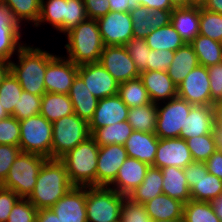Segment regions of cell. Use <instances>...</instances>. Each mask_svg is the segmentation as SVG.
Listing matches in <instances>:
<instances>
[{
	"mask_svg": "<svg viewBox=\"0 0 222 222\" xmlns=\"http://www.w3.org/2000/svg\"><path fill=\"white\" fill-rule=\"evenodd\" d=\"M17 55L18 63L11 60L10 71L24 91L42 96L46 93L44 84L46 67L56 54L25 44Z\"/></svg>",
	"mask_w": 222,
	"mask_h": 222,
	"instance_id": "1",
	"label": "cell"
},
{
	"mask_svg": "<svg viewBox=\"0 0 222 222\" xmlns=\"http://www.w3.org/2000/svg\"><path fill=\"white\" fill-rule=\"evenodd\" d=\"M73 185L60 159H47L37 176L35 187L27 198L38 210L51 208Z\"/></svg>",
	"mask_w": 222,
	"mask_h": 222,
	"instance_id": "2",
	"label": "cell"
},
{
	"mask_svg": "<svg viewBox=\"0 0 222 222\" xmlns=\"http://www.w3.org/2000/svg\"><path fill=\"white\" fill-rule=\"evenodd\" d=\"M65 34L68 39L65 44L66 58L75 65L100 61L104 44L96 19L87 18Z\"/></svg>",
	"mask_w": 222,
	"mask_h": 222,
	"instance_id": "3",
	"label": "cell"
},
{
	"mask_svg": "<svg viewBox=\"0 0 222 222\" xmlns=\"http://www.w3.org/2000/svg\"><path fill=\"white\" fill-rule=\"evenodd\" d=\"M99 147L95 140L89 137L60 159L65 164L73 186H96Z\"/></svg>",
	"mask_w": 222,
	"mask_h": 222,
	"instance_id": "4",
	"label": "cell"
},
{
	"mask_svg": "<svg viewBox=\"0 0 222 222\" xmlns=\"http://www.w3.org/2000/svg\"><path fill=\"white\" fill-rule=\"evenodd\" d=\"M47 158L33 153L20 152L2 187L11 189L20 198H28L37 182L38 173Z\"/></svg>",
	"mask_w": 222,
	"mask_h": 222,
	"instance_id": "5",
	"label": "cell"
},
{
	"mask_svg": "<svg viewBox=\"0 0 222 222\" xmlns=\"http://www.w3.org/2000/svg\"><path fill=\"white\" fill-rule=\"evenodd\" d=\"M126 197L109 187H86L87 222H120Z\"/></svg>",
	"mask_w": 222,
	"mask_h": 222,
	"instance_id": "6",
	"label": "cell"
},
{
	"mask_svg": "<svg viewBox=\"0 0 222 222\" xmlns=\"http://www.w3.org/2000/svg\"><path fill=\"white\" fill-rule=\"evenodd\" d=\"M20 130L21 152L38 154L52 159V123L37 114L20 120Z\"/></svg>",
	"mask_w": 222,
	"mask_h": 222,
	"instance_id": "7",
	"label": "cell"
},
{
	"mask_svg": "<svg viewBox=\"0 0 222 222\" xmlns=\"http://www.w3.org/2000/svg\"><path fill=\"white\" fill-rule=\"evenodd\" d=\"M52 159H61L78 144L91 137L89 123L75 113L52 123Z\"/></svg>",
	"mask_w": 222,
	"mask_h": 222,
	"instance_id": "8",
	"label": "cell"
},
{
	"mask_svg": "<svg viewBox=\"0 0 222 222\" xmlns=\"http://www.w3.org/2000/svg\"><path fill=\"white\" fill-rule=\"evenodd\" d=\"M163 103L157 104L155 135L158 138H179L193 105L178 96Z\"/></svg>",
	"mask_w": 222,
	"mask_h": 222,
	"instance_id": "9",
	"label": "cell"
},
{
	"mask_svg": "<svg viewBox=\"0 0 222 222\" xmlns=\"http://www.w3.org/2000/svg\"><path fill=\"white\" fill-rule=\"evenodd\" d=\"M97 22L104 46H124L133 37L129 12L110 11Z\"/></svg>",
	"mask_w": 222,
	"mask_h": 222,
	"instance_id": "10",
	"label": "cell"
},
{
	"mask_svg": "<svg viewBox=\"0 0 222 222\" xmlns=\"http://www.w3.org/2000/svg\"><path fill=\"white\" fill-rule=\"evenodd\" d=\"M177 96L192 105H214L207 67L198 65L177 86Z\"/></svg>",
	"mask_w": 222,
	"mask_h": 222,
	"instance_id": "11",
	"label": "cell"
},
{
	"mask_svg": "<svg viewBox=\"0 0 222 222\" xmlns=\"http://www.w3.org/2000/svg\"><path fill=\"white\" fill-rule=\"evenodd\" d=\"M99 62L119 84L139 77L125 46H104Z\"/></svg>",
	"mask_w": 222,
	"mask_h": 222,
	"instance_id": "12",
	"label": "cell"
},
{
	"mask_svg": "<svg viewBox=\"0 0 222 222\" xmlns=\"http://www.w3.org/2000/svg\"><path fill=\"white\" fill-rule=\"evenodd\" d=\"M77 74V65L65 56L56 55L46 67L44 75L46 92L68 94Z\"/></svg>",
	"mask_w": 222,
	"mask_h": 222,
	"instance_id": "13",
	"label": "cell"
},
{
	"mask_svg": "<svg viewBox=\"0 0 222 222\" xmlns=\"http://www.w3.org/2000/svg\"><path fill=\"white\" fill-rule=\"evenodd\" d=\"M78 75L89 91L98 99L118 94L119 83L100 62L78 66Z\"/></svg>",
	"mask_w": 222,
	"mask_h": 222,
	"instance_id": "14",
	"label": "cell"
},
{
	"mask_svg": "<svg viewBox=\"0 0 222 222\" xmlns=\"http://www.w3.org/2000/svg\"><path fill=\"white\" fill-rule=\"evenodd\" d=\"M128 158L124 145L111 144L99 147L96 186L108 187L116 178L120 167Z\"/></svg>",
	"mask_w": 222,
	"mask_h": 222,
	"instance_id": "15",
	"label": "cell"
},
{
	"mask_svg": "<svg viewBox=\"0 0 222 222\" xmlns=\"http://www.w3.org/2000/svg\"><path fill=\"white\" fill-rule=\"evenodd\" d=\"M186 140L182 138H159L153 167L175 166L185 168L193 162Z\"/></svg>",
	"mask_w": 222,
	"mask_h": 222,
	"instance_id": "16",
	"label": "cell"
},
{
	"mask_svg": "<svg viewBox=\"0 0 222 222\" xmlns=\"http://www.w3.org/2000/svg\"><path fill=\"white\" fill-rule=\"evenodd\" d=\"M51 209L61 222H87L86 187L73 186Z\"/></svg>",
	"mask_w": 222,
	"mask_h": 222,
	"instance_id": "17",
	"label": "cell"
},
{
	"mask_svg": "<svg viewBox=\"0 0 222 222\" xmlns=\"http://www.w3.org/2000/svg\"><path fill=\"white\" fill-rule=\"evenodd\" d=\"M129 107L122 101L118 94L99 99L92 120L89 122V130L104 126H111L128 119Z\"/></svg>",
	"mask_w": 222,
	"mask_h": 222,
	"instance_id": "18",
	"label": "cell"
},
{
	"mask_svg": "<svg viewBox=\"0 0 222 222\" xmlns=\"http://www.w3.org/2000/svg\"><path fill=\"white\" fill-rule=\"evenodd\" d=\"M129 13L133 23V37L145 39L153 30L170 24L172 10H149L139 6Z\"/></svg>",
	"mask_w": 222,
	"mask_h": 222,
	"instance_id": "19",
	"label": "cell"
},
{
	"mask_svg": "<svg viewBox=\"0 0 222 222\" xmlns=\"http://www.w3.org/2000/svg\"><path fill=\"white\" fill-rule=\"evenodd\" d=\"M150 165L128 157L119 169L115 180L108 186L119 194L128 196L144 180Z\"/></svg>",
	"mask_w": 222,
	"mask_h": 222,
	"instance_id": "20",
	"label": "cell"
},
{
	"mask_svg": "<svg viewBox=\"0 0 222 222\" xmlns=\"http://www.w3.org/2000/svg\"><path fill=\"white\" fill-rule=\"evenodd\" d=\"M147 90L150 101L154 104L177 97V86L168 76L167 71H143L139 74Z\"/></svg>",
	"mask_w": 222,
	"mask_h": 222,
	"instance_id": "21",
	"label": "cell"
},
{
	"mask_svg": "<svg viewBox=\"0 0 222 222\" xmlns=\"http://www.w3.org/2000/svg\"><path fill=\"white\" fill-rule=\"evenodd\" d=\"M214 125L213 105H193L184 122V129L180 133V138L187 140L212 133Z\"/></svg>",
	"mask_w": 222,
	"mask_h": 222,
	"instance_id": "22",
	"label": "cell"
},
{
	"mask_svg": "<svg viewBox=\"0 0 222 222\" xmlns=\"http://www.w3.org/2000/svg\"><path fill=\"white\" fill-rule=\"evenodd\" d=\"M159 138L155 133L133 130L124 143L128 157L138 159L152 166L157 152Z\"/></svg>",
	"mask_w": 222,
	"mask_h": 222,
	"instance_id": "23",
	"label": "cell"
},
{
	"mask_svg": "<svg viewBox=\"0 0 222 222\" xmlns=\"http://www.w3.org/2000/svg\"><path fill=\"white\" fill-rule=\"evenodd\" d=\"M170 23L185 43H191L199 35L200 3L189 7L174 8Z\"/></svg>",
	"mask_w": 222,
	"mask_h": 222,
	"instance_id": "24",
	"label": "cell"
},
{
	"mask_svg": "<svg viewBox=\"0 0 222 222\" xmlns=\"http://www.w3.org/2000/svg\"><path fill=\"white\" fill-rule=\"evenodd\" d=\"M68 96L73 104L74 113L89 123L94 116L99 99L89 91L78 74L73 80Z\"/></svg>",
	"mask_w": 222,
	"mask_h": 222,
	"instance_id": "25",
	"label": "cell"
},
{
	"mask_svg": "<svg viewBox=\"0 0 222 222\" xmlns=\"http://www.w3.org/2000/svg\"><path fill=\"white\" fill-rule=\"evenodd\" d=\"M163 174L162 192L184 204L190 199V189L184 174V169L168 166L161 169Z\"/></svg>",
	"mask_w": 222,
	"mask_h": 222,
	"instance_id": "26",
	"label": "cell"
},
{
	"mask_svg": "<svg viewBox=\"0 0 222 222\" xmlns=\"http://www.w3.org/2000/svg\"><path fill=\"white\" fill-rule=\"evenodd\" d=\"M143 205L150 219H183L184 203L164 193Z\"/></svg>",
	"mask_w": 222,
	"mask_h": 222,
	"instance_id": "27",
	"label": "cell"
},
{
	"mask_svg": "<svg viewBox=\"0 0 222 222\" xmlns=\"http://www.w3.org/2000/svg\"><path fill=\"white\" fill-rule=\"evenodd\" d=\"M199 65L197 55L190 43H185L175 51L172 63L167 69L168 76L178 86L188 73Z\"/></svg>",
	"mask_w": 222,
	"mask_h": 222,
	"instance_id": "28",
	"label": "cell"
},
{
	"mask_svg": "<svg viewBox=\"0 0 222 222\" xmlns=\"http://www.w3.org/2000/svg\"><path fill=\"white\" fill-rule=\"evenodd\" d=\"M163 174L160 168L150 166L142 183L129 193L132 202L144 204L162 194Z\"/></svg>",
	"mask_w": 222,
	"mask_h": 222,
	"instance_id": "29",
	"label": "cell"
},
{
	"mask_svg": "<svg viewBox=\"0 0 222 222\" xmlns=\"http://www.w3.org/2000/svg\"><path fill=\"white\" fill-rule=\"evenodd\" d=\"M73 113V104L68 94L46 92L42 95L40 115L50 123Z\"/></svg>",
	"mask_w": 222,
	"mask_h": 222,
	"instance_id": "30",
	"label": "cell"
},
{
	"mask_svg": "<svg viewBox=\"0 0 222 222\" xmlns=\"http://www.w3.org/2000/svg\"><path fill=\"white\" fill-rule=\"evenodd\" d=\"M190 44L197 55L199 65L209 67L222 62V42L199 34Z\"/></svg>",
	"mask_w": 222,
	"mask_h": 222,
	"instance_id": "31",
	"label": "cell"
},
{
	"mask_svg": "<svg viewBox=\"0 0 222 222\" xmlns=\"http://www.w3.org/2000/svg\"><path fill=\"white\" fill-rule=\"evenodd\" d=\"M145 40L151 50L162 49L175 52L185 44L171 23L153 30Z\"/></svg>",
	"mask_w": 222,
	"mask_h": 222,
	"instance_id": "32",
	"label": "cell"
},
{
	"mask_svg": "<svg viewBox=\"0 0 222 222\" xmlns=\"http://www.w3.org/2000/svg\"><path fill=\"white\" fill-rule=\"evenodd\" d=\"M157 120V104H149L129 108L128 123L133 130L155 133Z\"/></svg>",
	"mask_w": 222,
	"mask_h": 222,
	"instance_id": "33",
	"label": "cell"
},
{
	"mask_svg": "<svg viewBox=\"0 0 222 222\" xmlns=\"http://www.w3.org/2000/svg\"><path fill=\"white\" fill-rule=\"evenodd\" d=\"M132 132L133 129L126 120L117 124L115 123L111 126H104L102 128L95 129L91 133V137L99 146L111 144L124 145Z\"/></svg>",
	"mask_w": 222,
	"mask_h": 222,
	"instance_id": "34",
	"label": "cell"
},
{
	"mask_svg": "<svg viewBox=\"0 0 222 222\" xmlns=\"http://www.w3.org/2000/svg\"><path fill=\"white\" fill-rule=\"evenodd\" d=\"M21 31L19 24H0V59L10 62L13 54L25 45L20 41Z\"/></svg>",
	"mask_w": 222,
	"mask_h": 222,
	"instance_id": "35",
	"label": "cell"
},
{
	"mask_svg": "<svg viewBox=\"0 0 222 222\" xmlns=\"http://www.w3.org/2000/svg\"><path fill=\"white\" fill-rule=\"evenodd\" d=\"M222 195V180L211 173L203 174L190 190L192 200L213 202Z\"/></svg>",
	"mask_w": 222,
	"mask_h": 222,
	"instance_id": "36",
	"label": "cell"
},
{
	"mask_svg": "<svg viewBox=\"0 0 222 222\" xmlns=\"http://www.w3.org/2000/svg\"><path fill=\"white\" fill-rule=\"evenodd\" d=\"M12 12L14 19L22 26V22H32L35 26L40 17L41 0H0Z\"/></svg>",
	"mask_w": 222,
	"mask_h": 222,
	"instance_id": "37",
	"label": "cell"
},
{
	"mask_svg": "<svg viewBox=\"0 0 222 222\" xmlns=\"http://www.w3.org/2000/svg\"><path fill=\"white\" fill-rule=\"evenodd\" d=\"M65 0H41L40 17L35 27L48 23L64 34Z\"/></svg>",
	"mask_w": 222,
	"mask_h": 222,
	"instance_id": "38",
	"label": "cell"
},
{
	"mask_svg": "<svg viewBox=\"0 0 222 222\" xmlns=\"http://www.w3.org/2000/svg\"><path fill=\"white\" fill-rule=\"evenodd\" d=\"M118 96L129 108L143 106L151 102L139 77L119 84Z\"/></svg>",
	"mask_w": 222,
	"mask_h": 222,
	"instance_id": "39",
	"label": "cell"
},
{
	"mask_svg": "<svg viewBox=\"0 0 222 222\" xmlns=\"http://www.w3.org/2000/svg\"><path fill=\"white\" fill-rule=\"evenodd\" d=\"M183 222H220L212 202L190 199L184 204Z\"/></svg>",
	"mask_w": 222,
	"mask_h": 222,
	"instance_id": "40",
	"label": "cell"
},
{
	"mask_svg": "<svg viewBox=\"0 0 222 222\" xmlns=\"http://www.w3.org/2000/svg\"><path fill=\"white\" fill-rule=\"evenodd\" d=\"M22 91L20 83L9 71L0 85V102L9 116H13L15 105H18Z\"/></svg>",
	"mask_w": 222,
	"mask_h": 222,
	"instance_id": "41",
	"label": "cell"
},
{
	"mask_svg": "<svg viewBox=\"0 0 222 222\" xmlns=\"http://www.w3.org/2000/svg\"><path fill=\"white\" fill-rule=\"evenodd\" d=\"M199 34L222 42V14L208 11L200 4Z\"/></svg>",
	"mask_w": 222,
	"mask_h": 222,
	"instance_id": "42",
	"label": "cell"
},
{
	"mask_svg": "<svg viewBox=\"0 0 222 222\" xmlns=\"http://www.w3.org/2000/svg\"><path fill=\"white\" fill-rule=\"evenodd\" d=\"M194 161L206 162L217 150L212 133L186 140Z\"/></svg>",
	"mask_w": 222,
	"mask_h": 222,
	"instance_id": "43",
	"label": "cell"
},
{
	"mask_svg": "<svg viewBox=\"0 0 222 222\" xmlns=\"http://www.w3.org/2000/svg\"><path fill=\"white\" fill-rule=\"evenodd\" d=\"M128 54L135 63L139 73L148 71L149 52L151 49L145 39L132 37L125 45Z\"/></svg>",
	"mask_w": 222,
	"mask_h": 222,
	"instance_id": "44",
	"label": "cell"
},
{
	"mask_svg": "<svg viewBox=\"0 0 222 222\" xmlns=\"http://www.w3.org/2000/svg\"><path fill=\"white\" fill-rule=\"evenodd\" d=\"M42 96L22 91L18 105H15L13 117L19 121L40 114Z\"/></svg>",
	"mask_w": 222,
	"mask_h": 222,
	"instance_id": "45",
	"label": "cell"
},
{
	"mask_svg": "<svg viewBox=\"0 0 222 222\" xmlns=\"http://www.w3.org/2000/svg\"><path fill=\"white\" fill-rule=\"evenodd\" d=\"M87 18L83 0H65L64 34Z\"/></svg>",
	"mask_w": 222,
	"mask_h": 222,
	"instance_id": "46",
	"label": "cell"
},
{
	"mask_svg": "<svg viewBox=\"0 0 222 222\" xmlns=\"http://www.w3.org/2000/svg\"><path fill=\"white\" fill-rule=\"evenodd\" d=\"M20 121L13 116L0 120V145L19 146Z\"/></svg>",
	"mask_w": 222,
	"mask_h": 222,
	"instance_id": "47",
	"label": "cell"
},
{
	"mask_svg": "<svg viewBox=\"0 0 222 222\" xmlns=\"http://www.w3.org/2000/svg\"><path fill=\"white\" fill-rule=\"evenodd\" d=\"M37 211L27 198H20L12 208L7 222H36Z\"/></svg>",
	"mask_w": 222,
	"mask_h": 222,
	"instance_id": "48",
	"label": "cell"
},
{
	"mask_svg": "<svg viewBox=\"0 0 222 222\" xmlns=\"http://www.w3.org/2000/svg\"><path fill=\"white\" fill-rule=\"evenodd\" d=\"M143 204L132 202L125 198L121 207L120 222H150Z\"/></svg>",
	"mask_w": 222,
	"mask_h": 222,
	"instance_id": "49",
	"label": "cell"
},
{
	"mask_svg": "<svg viewBox=\"0 0 222 222\" xmlns=\"http://www.w3.org/2000/svg\"><path fill=\"white\" fill-rule=\"evenodd\" d=\"M20 152L19 146L0 145V185L7 178L10 167Z\"/></svg>",
	"mask_w": 222,
	"mask_h": 222,
	"instance_id": "50",
	"label": "cell"
},
{
	"mask_svg": "<svg viewBox=\"0 0 222 222\" xmlns=\"http://www.w3.org/2000/svg\"><path fill=\"white\" fill-rule=\"evenodd\" d=\"M148 71H167L173 61L175 52L170 50H151L149 52Z\"/></svg>",
	"mask_w": 222,
	"mask_h": 222,
	"instance_id": "51",
	"label": "cell"
},
{
	"mask_svg": "<svg viewBox=\"0 0 222 222\" xmlns=\"http://www.w3.org/2000/svg\"><path fill=\"white\" fill-rule=\"evenodd\" d=\"M20 197L0 185V222H7L10 212Z\"/></svg>",
	"mask_w": 222,
	"mask_h": 222,
	"instance_id": "52",
	"label": "cell"
},
{
	"mask_svg": "<svg viewBox=\"0 0 222 222\" xmlns=\"http://www.w3.org/2000/svg\"><path fill=\"white\" fill-rule=\"evenodd\" d=\"M211 98L215 102L222 95V62L207 67Z\"/></svg>",
	"mask_w": 222,
	"mask_h": 222,
	"instance_id": "53",
	"label": "cell"
},
{
	"mask_svg": "<svg viewBox=\"0 0 222 222\" xmlns=\"http://www.w3.org/2000/svg\"><path fill=\"white\" fill-rule=\"evenodd\" d=\"M89 19H98L110 12L109 0H83Z\"/></svg>",
	"mask_w": 222,
	"mask_h": 222,
	"instance_id": "54",
	"label": "cell"
},
{
	"mask_svg": "<svg viewBox=\"0 0 222 222\" xmlns=\"http://www.w3.org/2000/svg\"><path fill=\"white\" fill-rule=\"evenodd\" d=\"M207 173L208 171L205 162L193 161L188 164L184 168V174L187 179L189 189L191 190L202 175Z\"/></svg>",
	"mask_w": 222,
	"mask_h": 222,
	"instance_id": "55",
	"label": "cell"
},
{
	"mask_svg": "<svg viewBox=\"0 0 222 222\" xmlns=\"http://www.w3.org/2000/svg\"><path fill=\"white\" fill-rule=\"evenodd\" d=\"M207 171L222 180V152L215 151L205 162Z\"/></svg>",
	"mask_w": 222,
	"mask_h": 222,
	"instance_id": "56",
	"label": "cell"
},
{
	"mask_svg": "<svg viewBox=\"0 0 222 222\" xmlns=\"http://www.w3.org/2000/svg\"><path fill=\"white\" fill-rule=\"evenodd\" d=\"M110 11L130 12L140 6V0H109Z\"/></svg>",
	"mask_w": 222,
	"mask_h": 222,
	"instance_id": "57",
	"label": "cell"
},
{
	"mask_svg": "<svg viewBox=\"0 0 222 222\" xmlns=\"http://www.w3.org/2000/svg\"><path fill=\"white\" fill-rule=\"evenodd\" d=\"M140 6H145L149 10H173L169 0H140Z\"/></svg>",
	"mask_w": 222,
	"mask_h": 222,
	"instance_id": "58",
	"label": "cell"
},
{
	"mask_svg": "<svg viewBox=\"0 0 222 222\" xmlns=\"http://www.w3.org/2000/svg\"><path fill=\"white\" fill-rule=\"evenodd\" d=\"M36 222H61L51 208L39 209L36 214Z\"/></svg>",
	"mask_w": 222,
	"mask_h": 222,
	"instance_id": "59",
	"label": "cell"
},
{
	"mask_svg": "<svg viewBox=\"0 0 222 222\" xmlns=\"http://www.w3.org/2000/svg\"><path fill=\"white\" fill-rule=\"evenodd\" d=\"M0 24H19L11 10L2 2H0Z\"/></svg>",
	"mask_w": 222,
	"mask_h": 222,
	"instance_id": "60",
	"label": "cell"
},
{
	"mask_svg": "<svg viewBox=\"0 0 222 222\" xmlns=\"http://www.w3.org/2000/svg\"><path fill=\"white\" fill-rule=\"evenodd\" d=\"M200 4L208 11L222 14V0H202Z\"/></svg>",
	"mask_w": 222,
	"mask_h": 222,
	"instance_id": "61",
	"label": "cell"
},
{
	"mask_svg": "<svg viewBox=\"0 0 222 222\" xmlns=\"http://www.w3.org/2000/svg\"><path fill=\"white\" fill-rule=\"evenodd\" d=\"M212 136H213L217 151L222 152V128L214 125Z\"/></svg>",
	"mask_w": 222,
	"mask_h": 222,
	"instance_id": "62",
	"label": "cell"
},
{
	"mask_svg": "<svg viewBox=\"0 0 222 222\" xmlns=\"http://www.w3.org/2000/svg\"><path fill=\"white\" fill-rule=\"evenodd\" d=\"M174 8L189 7L197 4L196 0H169Z\"/></svg>",
	"mask_w": 222,
	"mask_h": 222,
	"instance_id": "63",
	"label": "cell"
},
{
	"mask_svg": "<svg viewBox=\"0 0 222 222\" xmlns=\"http://www.w3.org/2000/svg\"><path fill=\"white\" fill-rule=\"evenodd\" d=\"M9 71H10V62L0 59V85Z\"/></svg>",
	"mask_w": 222,
	"mask_h": 222,
	"instance_id": "64",
	"label": "cell"
},
{
	"mask_svg": "<svg viewBox=\"0 0 222 222\" xmlns=\"http://www.w3.org/2000/svg\"><path fill=\"white\" fill-rule=\"evenodd\" d=\"M213 207L215 209L216 214L220 218V222H222V195L215 199L213 202Z\"/></svg>",
	"mask_w": 222,
	"mask_h": 222,
	"instance_id": "65",
	"label": "cell"
},
{
	"mask_svg": "<svg viewBox=\"0 0 222 222\" xmlns=\"http://www.w3.org/2000/svg\"><path fill=\"white\" fill-rule=\"evenodd\" d=\"M215 125L222 128V109H214Z\"/></svg>",
	"mask_w": 222,
	"mask_h": 222,
	"instance_id": "66",
	"label": "cell"
},
{
	"mask_svg": "<svg viewBox=\"0 0 222 222\" xmlns=\"http://www.w3.org/2000/svg\"><path fill=\"white\" fill-rule=\"evenodd\" d=\"M214 109H222V95L217 98L213 105Z\"/></svg>",
	"mask_w": 222,
	"mask_h": 222,
	"instance_id": "67",
	"label": "cell"
},
{
	"mask_svg": "<svg viewBox=\"0 0 222 222\" xmlns=\"http://www.w3.org/2000/svg\"><path fill=\"white\" fill-rule=\"evenodd\" d=\"M150 222H183V219H168V220L151 219Z\"/></svg>",
	"mask_w": 222,
	"mask_h": 222,
	"instance_id": "68",
	"label": "cell"
},
{
	"mask_svg": "<svg viewBox=\"0 0 222 222\" xmlns=\"http://www.w3.org/2000/svg\"><path fill=\"white\" fill-rule=\"evenodd\" d=\"M8 116H9L8 113L5 111L4 107L0 102V120L7 118Z\"/></svg>",
	"mask_w": 222,
	"mask_h": 222,
	"instance_id": "69",
	"label": "cell"
}]
</instances>
